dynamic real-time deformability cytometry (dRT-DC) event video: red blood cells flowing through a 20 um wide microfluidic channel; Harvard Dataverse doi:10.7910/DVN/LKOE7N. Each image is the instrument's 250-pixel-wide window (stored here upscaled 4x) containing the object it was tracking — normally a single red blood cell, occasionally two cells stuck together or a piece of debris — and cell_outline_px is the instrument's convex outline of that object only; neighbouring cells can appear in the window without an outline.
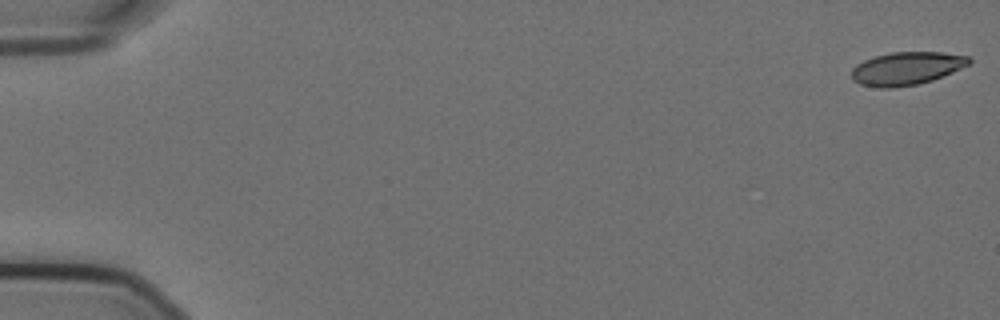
{"species": "Egyptian fruit bat (a non-hibernating species)", "species_latin": "Rousettus aegyptiacus", "temperature_condition": "cold", "stored_images_in_passage": 57, "camera_frame_rate_fps": 3000, "um_per_image_px": 0.085, "animal": {"sex": "female"}, "frame": {"image": 1, "passage_image": 1, "time_ms": 0.0, "image_size_px": [1000, 320], "cell_outline_px": [[972, 60], [968, 64], [952, 72], [932, 80], [916, 84], [892, 88], [880, 88], [860, 84], [852, 80], [852, 68], [856, 64], [864, 60], [876, 56], [892, 52], [940, 52], [968, 56]], "centroid_in_image_um": [77.02, 5.82], "position_along_channel_um": 8.0, "area_um2": 22.43}}
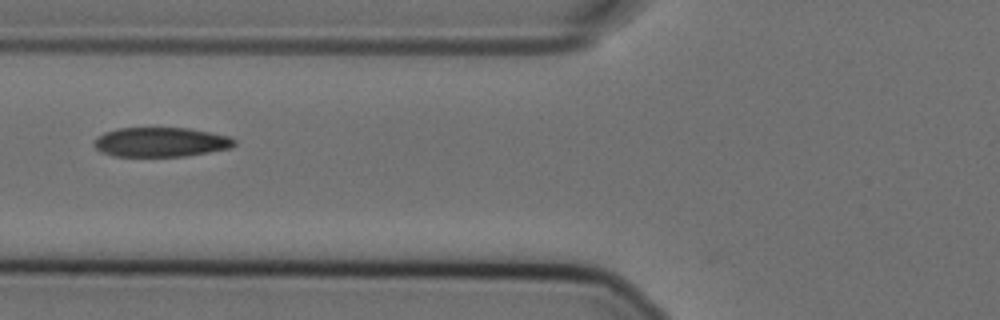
{"frame": {"image": 2, "passage_image": 23, "time_ms": 7.333, "image_size_px": [1000, 320], "cell_outline_px": [[236, 144], [232, 148], [184, 156], [112, 156], [100, 152], [92, 144], [92, 140], [96, 136], [104, 132], [120, 128], [188, 128], [228, 136], [236, 140]], "centroid_in_image_um": [13.61, 12.08], "position_along_channel_um": 112.2, "area_um2": 24.22}}
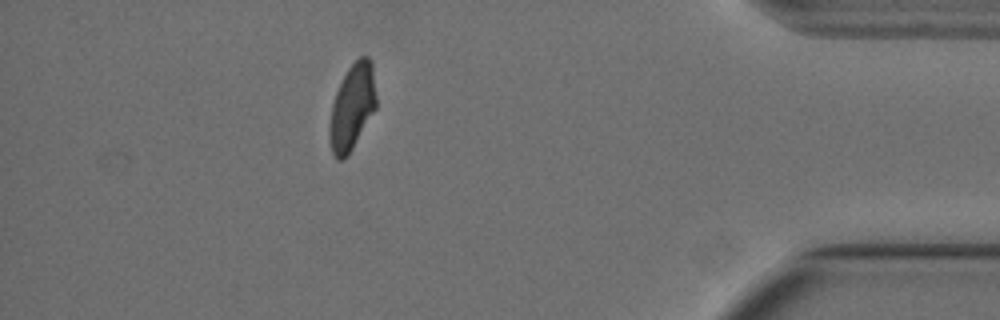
{"frame": {"image": 3, "passage_image": 51, "time_ms": 16.667, "image_size_px": [1000, 320], "cell_outline_px": [[376, 108], [348, 156], [344, 160], [336, 160], [332, 152], [328, 140], [328, 128], [332, 104], [336, 92], [348, 68], [360, 56], [368, 56], [372, 60], [376, 96]], "centroid_in_image_um": [29.92, 9.13], "position_along_channel_um": 405.3, "area_um2": 23.58}, "authors_computed_cell_mechanics": {"area_um2": 24.3338, "velocity_mm_per_s": 3.5731, "shape_relaxation_time_tau1_ms": 8.102, "shape_relaxation_time_tau2_ms": 1.6108, "deformation_change_tau1": 0.1806, "deformation_change_tau2": 0.0635}}